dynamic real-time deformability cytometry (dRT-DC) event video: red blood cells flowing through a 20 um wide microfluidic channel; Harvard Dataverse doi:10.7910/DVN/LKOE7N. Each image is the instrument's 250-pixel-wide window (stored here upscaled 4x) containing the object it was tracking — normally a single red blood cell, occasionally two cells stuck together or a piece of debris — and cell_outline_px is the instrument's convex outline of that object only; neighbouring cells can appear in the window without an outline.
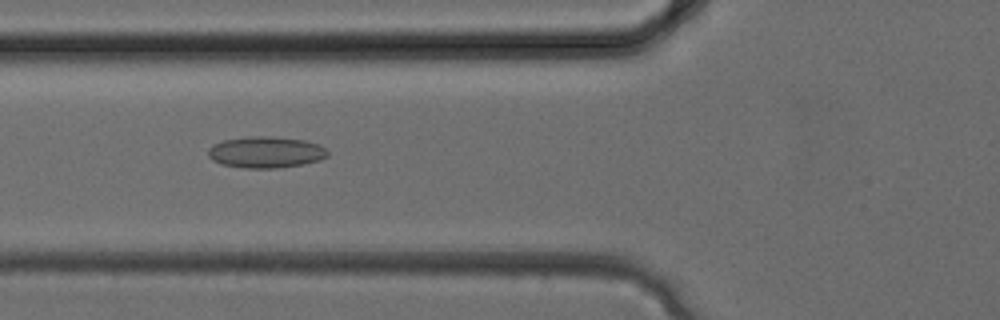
{"species": "common noctule bat (a hibernating species)", "species_latin": "Nyctalus noctula", "temperature_condition": "cold", "stored_images_in_passage": 25, "camera_frame_rate_fps": 3000, "um_per_image_px": 0.085, "animal": {"sex": "female", "body_mass_g": 24.6, "forearm_length_mm": 56.2}, "frame": {"image": 1, "passage_image": 5, "time_ms": 1.333, "image_size_px": [1000, 320], "cell_outline_px": [[328, 156], [320, 160], [304, 164], [276, 168], [244, 168], [220, 164], [212, 160], [208, 156], [208, 148], [212, 144], [224, 140], [244, 136], [272, 136], [304, 140], [320, 144], [328, 152]], "centroid_in_image_um": [22.57, 12.93], "position_along_channel_um": 103.2, "area_um2": 22.14}}
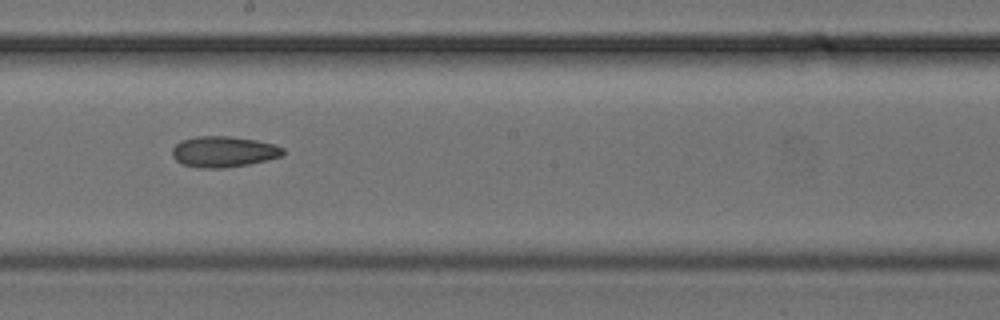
{"frame": {"image": 2, "passage_image": 11, "time_ms": 3.333, "image_size_px": [1000, 320], "cell_outline_px": [[284, 152], [280, 156], [248, 164], [224, 168], [200, 168], [184, 164], [176, 160], [172, 156], [172, 148], [180, 140], [196, 136], [228, 136], [256, 140], [276, 144], [284, 148]], "centroid_in_image_um": [18.98, 12.88], "position_along_channel_um": 229.2, "area_um2": 19.88}}
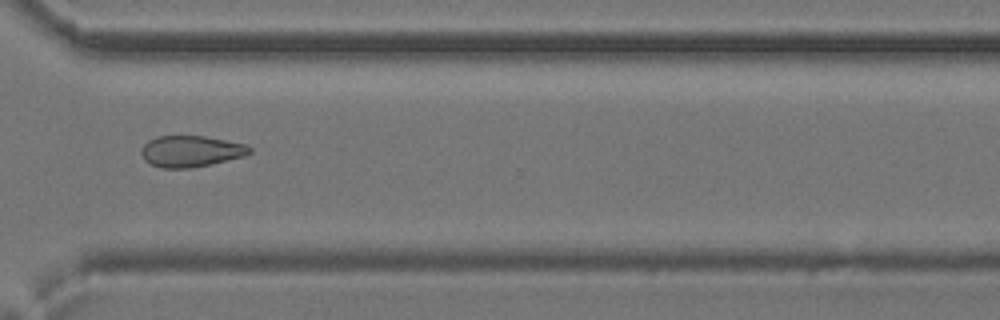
{"frame": {"image": 3, "passage_image": 17, "time_ms": 5.333, "image_size_px": [1000, 320], "cell_outline_px": [[252, 152], [244, 156], [212, 164], [192, 168], [160, 168], [144, 160], [140, 152], [144, 144], [148, 140], [156, 136], [204, 136], [244, 144], [252, 148]], "centroid_in_image_um": [16.2, 12.86], "position_along_channel_um": 354.4, "area_um2": 19.77}}